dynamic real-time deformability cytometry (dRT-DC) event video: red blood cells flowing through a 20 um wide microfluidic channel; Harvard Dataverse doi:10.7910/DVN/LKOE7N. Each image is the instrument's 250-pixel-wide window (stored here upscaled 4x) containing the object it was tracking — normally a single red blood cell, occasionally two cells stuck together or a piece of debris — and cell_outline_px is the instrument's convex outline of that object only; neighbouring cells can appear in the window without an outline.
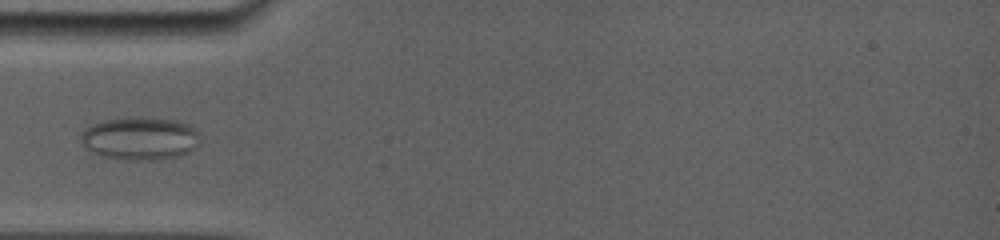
{"species": "common noctule bat (a hibernating species)", "species_latin": "Nyctalus noctula", "temperature_condition": "room temperature", "stored_images_in_passage": 3, "camera_frame_rate_fps": 5000, "um_per_image_px": 0.085, "animal": {"sex": "female", "body_mass_g": 19.0, "forearm_length_mm": 56.7}, "frame": {"image": 1, "passage_image": 2, "time_ms": 0.8, "image_size_px": [1000, 240], "cell_outline_px": [[200, 144], [188, 152], [172, 156], [148, 160], [128, 160], [100, 156], [88, 152], [80, 144], [80, 132], [84, 128], [92, 124], [104, 120], [140, 116], [176, 120], [188, 124], [196, 128], [200, 132]], "centroid_in_image_um": [11.85, 11.75], "position_along_channel_um": 73.1, "area_um2": 30.4}}